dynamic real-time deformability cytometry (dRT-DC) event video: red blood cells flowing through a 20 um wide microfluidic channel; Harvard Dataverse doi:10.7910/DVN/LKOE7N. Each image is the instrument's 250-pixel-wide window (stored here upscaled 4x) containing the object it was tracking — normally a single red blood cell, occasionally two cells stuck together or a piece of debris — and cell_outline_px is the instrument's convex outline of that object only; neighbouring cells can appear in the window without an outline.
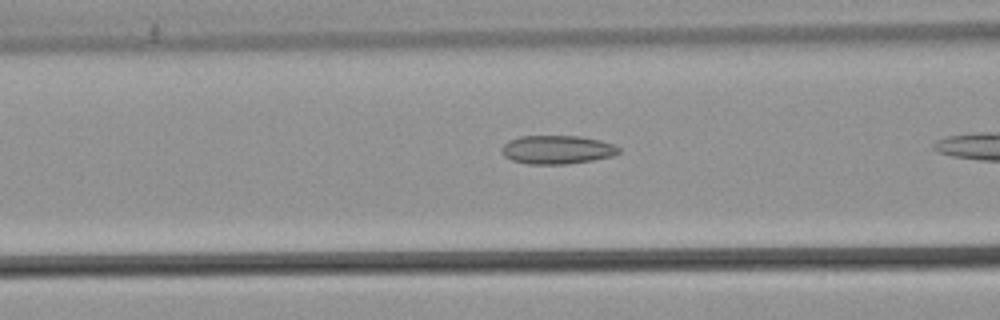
{"species": "common noctule bat (a hibernating species)", "species_latin": "Nyctalus noctula", "temperature_condition": "warm", "stored_images_in_passage": 33, "camera_frame_rate_fps": 3000, "um_per_image_px": 0.085, "animal": {"sex": "male", "body_mass_g": 21.5, "forearm_length_mm": 52.0}, "frame": {"image": 1, "passage_image": 13, "time_ms": 4.0, "image_size_px": [1000, 320], "cell_outline_px": [[620, 152], [612, 156], [592, 160], [564, 164], [528, 164], [512, 160], [504, 156], [500, 152], [500, 148], [508, 140], [520, 136], [580, 136], [600, 140], [612, 144], [620, 148]], "centroid_in_image_um": [47.31, 12.72], "position_along_channel_um": 119.3, "area_um2": 19.54}}
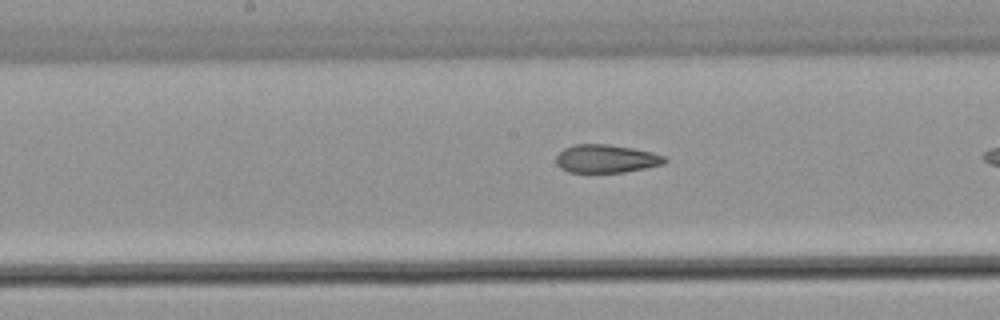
{"frame": {"image": 2, "passage_image": 19, "time_ms": 6.0, "image_size_px": [1000, 320], "cell_outline_px": [[668, 160], [664, 164], [624, 172], [568, 172], [560, 168], [556, 164], [556, 156], [564, 148], [576, 144], [608, 144], [632, 148], [652, 152], [664, 156]], "centroid_in_image_um": [51.51, 13.49], "position_along_channel_um": 196.7, "area_um2": 17.8}}
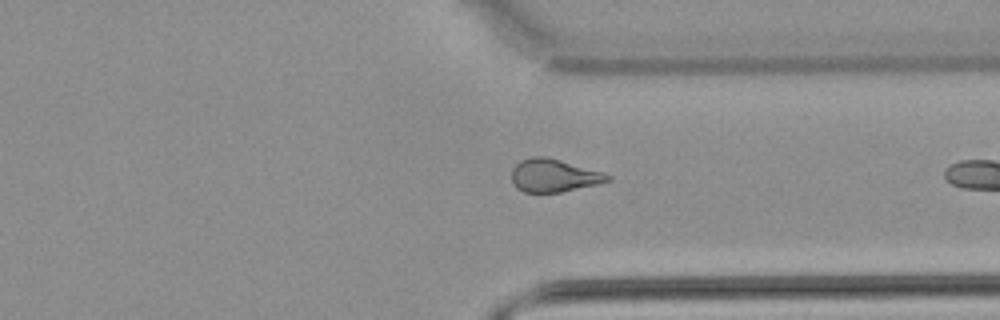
{"frame": {"image": 3, "passage_image": 32, "time_ms": 10.333, "image_size_px": [1000, 320], "cell_outline_px": [[612, 180], [600, 184], [560, 192], [524, 192], [516, 188], [512, 180], [512, 168], [520, 160], [532, 156], [544, 156], [560, 160], [600, 172], [612, 176]], "centroid_in_image_um": [47.06, 14.92], "position_along_channel_um": 364.3, "area_um2": 18.32}}